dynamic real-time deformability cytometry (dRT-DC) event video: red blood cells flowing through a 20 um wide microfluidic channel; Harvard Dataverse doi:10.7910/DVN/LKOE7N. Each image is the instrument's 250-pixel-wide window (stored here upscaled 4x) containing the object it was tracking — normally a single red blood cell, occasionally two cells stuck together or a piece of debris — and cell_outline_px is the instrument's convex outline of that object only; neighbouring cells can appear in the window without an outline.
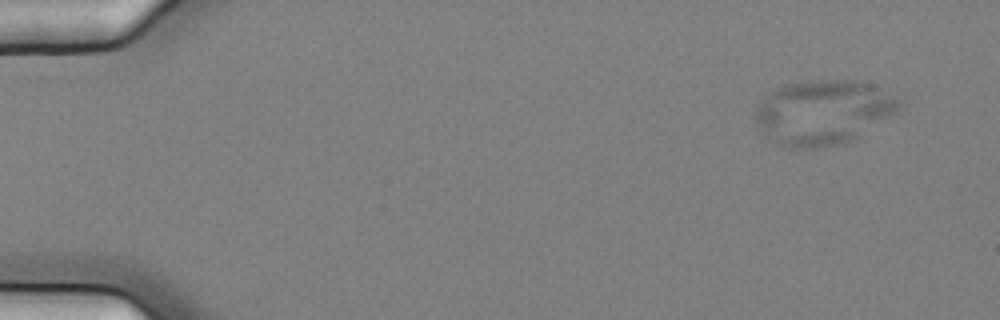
{"species": "common noctule bat (a hibernating species)", "species_latin": "Nyctalus noctula", "temperature_condition": "cold", "stored_images_in_passage": 6, "camera_frame_rate_fps": 3000, "um_per_image_px": 0.085, "animal": {"sex": "female", "body_mass_g": 25.1}, "frame": {"image": 1, "passage_image": 1, "time_ms": 0.0, "image_size_px": [1000, 320], "cell_outline_px": [[900, 108], [896, 112], [844, 144], [812, 148], [792, 148], [768, 140], [756, 124], [752, 116], [756, 108], [772, 92], [788, 84], [808, 80], [856, 80], [896, 96], [900, 100]], "centroid_in_image_um": [69.92, 9.56], "position_along_channel_um": 15.1, "area_um2": 53.47}}